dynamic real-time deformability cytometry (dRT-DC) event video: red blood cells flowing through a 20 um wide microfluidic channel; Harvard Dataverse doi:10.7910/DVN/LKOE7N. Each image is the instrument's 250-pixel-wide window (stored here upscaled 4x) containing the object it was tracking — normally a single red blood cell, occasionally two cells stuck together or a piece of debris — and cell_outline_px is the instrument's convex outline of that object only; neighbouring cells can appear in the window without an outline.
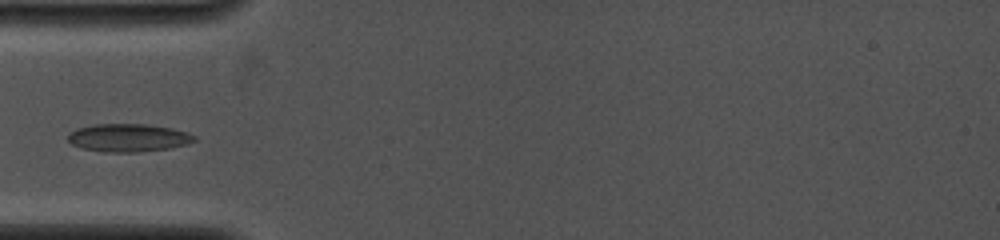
{"species": "common noctule bat (a hibernating species)", "species_latin": "Nyctalus noctula", "temperature_condition": "cold", "stored_images_in_passage": 21, "camera_frame_rate_fps": 4000, "um_per_image_px": 0.085, "animal": {"sex": "female", "body_mass_g": 19.0, "forearm_length_mm": 53.3}, "frame": {"image": 1, "passage_image": 1, "time_ms": 0.0, "image_size_px": [1000, 240], "cell_outline_px": [[196, 140], [188, 144], [168, 148], [136, 152], [104, 152], [80, 148], [72, 144], [68, 140], [68, 136], [76, 128], [92, 124], [148, 124], [172, 128], [188, 132], [196, 136]], "centroid_in_image_um": [10.91, 11.7], "position_along_channel_um": 74.1, "area_um2": 20.69}}
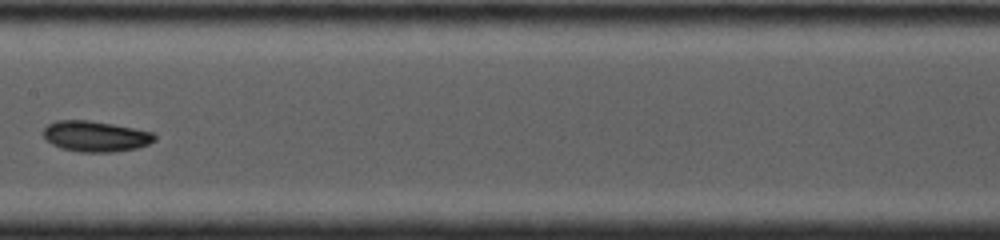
{"frame": {"image": 2, "passage_image": 10, "time_ms": 3.0, "image_size_px": [1000, 240], "cell_outline_px": [[156, 140], [148, 144], [136, 148], [112, 152], [80, 152], [60, 148], [52, 144], [44, 136], [44, 128], [48, 124], [56, 120], [88, 120], [112, 124], [156, 132]], "centroid_in_image_um": [8.15, 11.58], "position_along_channel_um": 199.3, "area_um2": 19.94}}
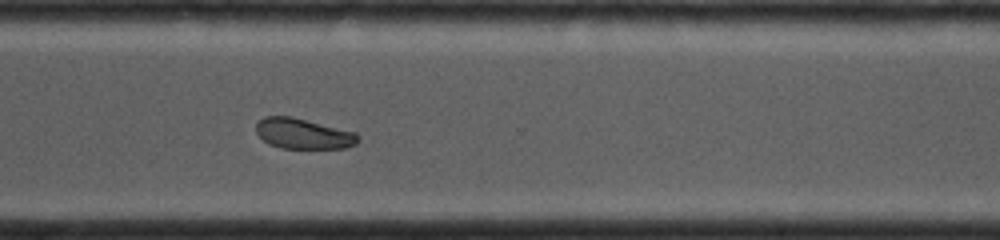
{"frame": {"image": 3, "passage_image": 21, "time_ms": 6.5, "image_size_px": [1000, 240], "cell_outline_px": [[360, 140], [356, 144], [344, 148], [280, 148], [268, 144], [256, 132], [256, 124], [264, 116], [292, 116], [356, 132], [360, 136]], "centroid_in_image_um": [25.8, 11.36], "position_along_channel_um": 344.8, "area_um2": 18.21}}